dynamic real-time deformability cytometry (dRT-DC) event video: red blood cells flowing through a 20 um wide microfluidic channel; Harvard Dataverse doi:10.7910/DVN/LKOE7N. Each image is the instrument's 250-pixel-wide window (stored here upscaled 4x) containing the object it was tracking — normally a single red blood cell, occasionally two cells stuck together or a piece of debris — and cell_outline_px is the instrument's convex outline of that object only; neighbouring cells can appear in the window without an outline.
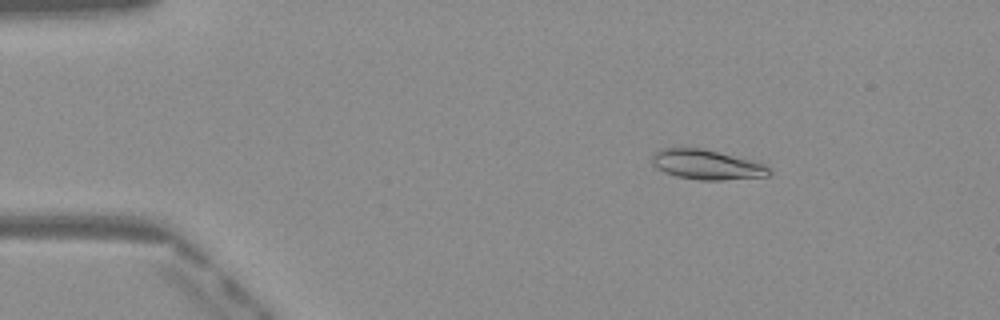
{"species": "Egyptian fruit bat (a non-hibernating species)", "species_latin": "Rousettus aegyptiacus", "temperature_condition": "warm", "stored_images_in_passage": 50, "camera_frame_rate_fps": 3000, "um_per_image_px": 0.085, "frame": {"image": 1, "passage_image": 8, "time_ms": 2.333, "image_size_px": [1000, 320], "cell_outline_px": [[772, 172], [768, 176], [720, 180], [700, 180], [676, 176], [664, 172], [656, 168], [652, 164], [652, 156], [656, 152], [664, 148], [704, 148], [752, 160], [764, 164]], "centroid_in_image_um": [60.07, 13.99], "position_along_channel_um": 24.9, "area_um2": 20.29}}
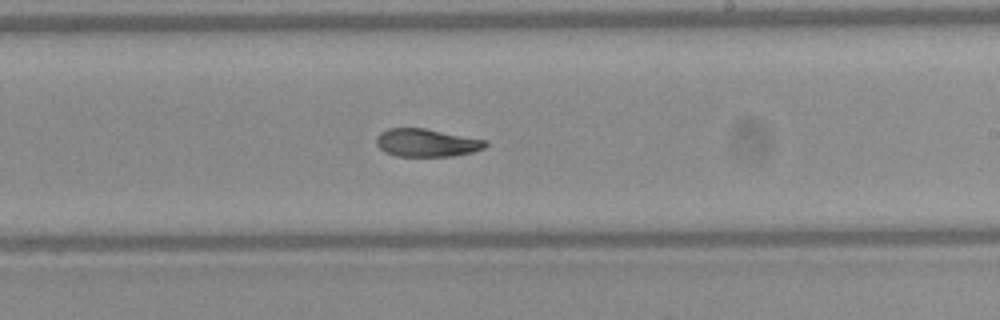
{"frame": {"image": 2, "passage_image": 30, "time_ms": 9.667, "image_size_px": [1000, 320], "cell_outline_px": [[488, 144], [484, 148], [472, 152], [452, 156], [396, 156], [384, 152], [376, 144], [376, 136], [380, 132], [388, 128], [424, 128], [488, 140]], "centroid_in_image_um": [36.25, 12.13], "position_along_channel_um": 252.7, "area_um2": 17.86}}
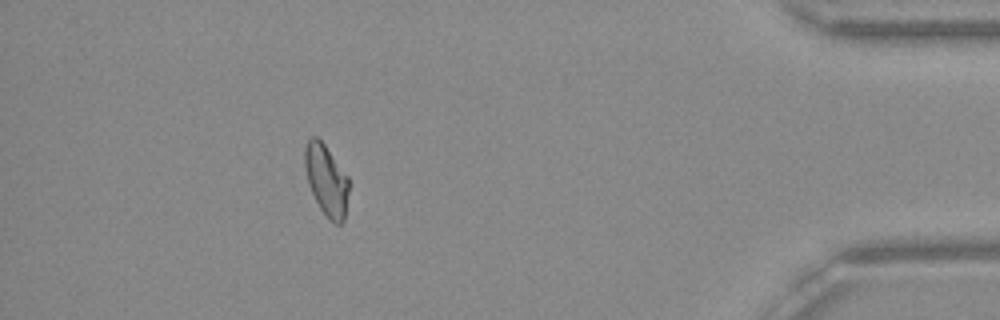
{"frame": {"image": 3, "passage_image": 45, "time_ms": 14.667, "image_size_px": [1000, 320], "cell_outline_px": [[348, 192], [344, 220], [340, 224], [336, 224], [328, 220], [320, 208], [308, 184], [304, 168], [304, 148], [308, 140], [312, 136], [316, 136], [324, 144], [348, 176]], "centroid_in_image_um": [27.72, 15.31], "position_along_channel_um": 407.5, "area_um2": 18.21}, "authors_computed_cell_mechanics": {"area_um2": 19.2185, "velocity_mm_per_s": 4.1093, "shape_relaxation_time_tau1_ms": 6.7355, "shape_relaxation_time_tau2_ms": 6.3598, "deformation_change_tau1": 0.2074, "deformation_change_tau2": 0.1285}}